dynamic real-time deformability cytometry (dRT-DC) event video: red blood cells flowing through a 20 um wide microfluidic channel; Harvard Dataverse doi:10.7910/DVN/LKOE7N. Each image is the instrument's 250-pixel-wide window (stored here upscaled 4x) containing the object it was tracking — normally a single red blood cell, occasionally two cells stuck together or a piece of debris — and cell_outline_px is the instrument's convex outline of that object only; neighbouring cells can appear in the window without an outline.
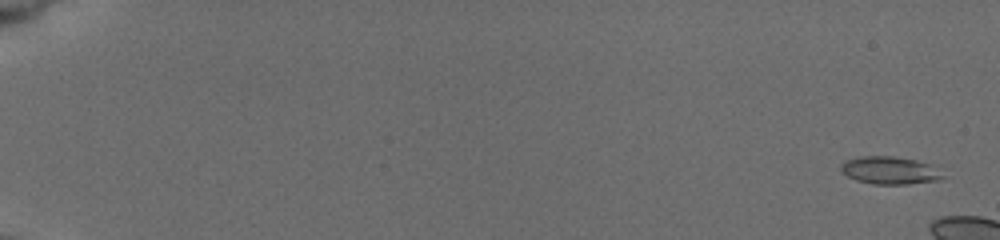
{"species": "common noctule bat (a hibernating species)", "species_latin": "Nyctalus noctula", "temperature_condition": "cold", "stored_images_in_passage": 10, "camera_frame_rate_fps": 3000, "um_per_image_px": 0.085, "animal": {"sex": "female", "body_mass_g": 19.5, "forearm_length_mm": 54.1}, "frame": {"image": 1, "passage_image": 1, "time_ms": 0.0, "image_size_px": [1000, 240], "cell_outline_px": [[944, 176], [936, 180], [908, 184], [872, 184], [856, 180], [840, 172], [840, 164], [844, 160], [860, 156], [892, 156], [916, 160], [928, 164]], "centroid_in_image_um": [75.52, 14.47], "position_along_channel_um": 9.5, "area_um2": 16.24}}